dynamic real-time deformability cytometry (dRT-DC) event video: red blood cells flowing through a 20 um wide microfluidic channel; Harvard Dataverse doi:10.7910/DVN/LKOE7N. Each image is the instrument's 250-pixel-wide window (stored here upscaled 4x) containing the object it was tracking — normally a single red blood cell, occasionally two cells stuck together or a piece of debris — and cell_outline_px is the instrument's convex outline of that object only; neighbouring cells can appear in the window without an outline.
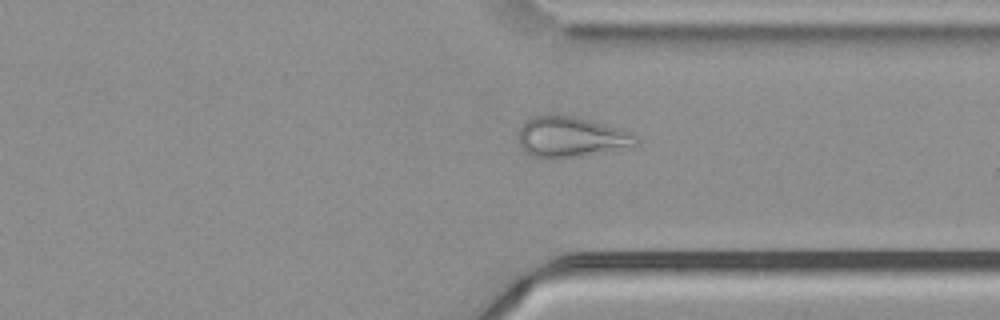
{"species": "common noctule bat (a hibernating species)", "species_latin": "Nyctalus noctula", "temperature_condition": "cold", "stored_images_in_passage": 53, "camera_frame_rate_fps": 3000, "um_per_image_px": 0.085, "animal": {"sex": "male", "body_mass_g": 21.5, "forearm_length_mm": 52.0}, "frame": {"image": 1, "passage_image": 41, "time_ms": 13.333, "image_size_px": [1000, 320], "cell_outline_px": [[636, 144], [572, 156], [532, 156], [524, 152], [520, 148], [516, 136], [520, 128], [532, 116], [552, 112], [576, 116], [632, 132], [636, 136]], "centroid_in_image_um": [48.4, 11.56], "position_along_channel_um": 363.0, "area_um2": 27.11}}
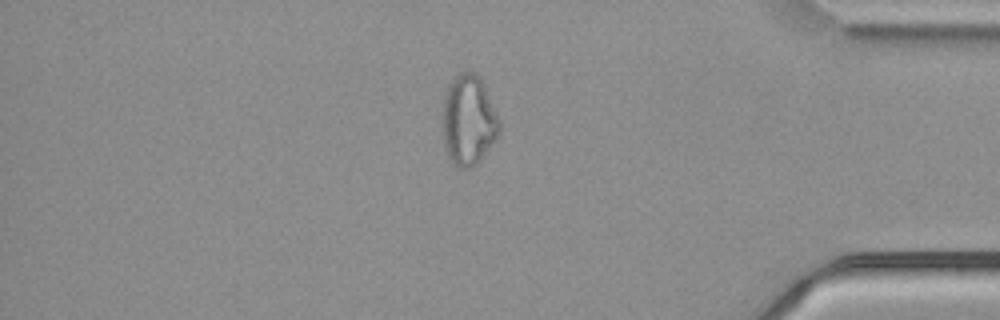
{"frame": {"image": 2, "passage_image": 46, "time_ms": 15.0, "image_size_px": [1000, 320], "cell_outline_px": [[500, 132], [496, 140], [480, 160], [476, 164], [468, 168], [460, 168], [448, 156], [444, 144], [440, 120], [444, 96], [448, 84], [460, 72], [472, 72], [480, 76], [484, 84], [500, 120]], "centroid_in_image_um": [39.81, 10.2], "position_along_channel_um": 395.4, "area_um2": 30.35}, "authors_computed_cell_mechanics": {"area_um2": 29.7092, "velocity_mm_per_s": 3.7455, "shape_relaxation_time_tau1_ms": null, "shape_relaxation_time_tau2_ms": 1.9498, "deformation_change_tau1": null, "deformation_change_tau2": 0.0935}}